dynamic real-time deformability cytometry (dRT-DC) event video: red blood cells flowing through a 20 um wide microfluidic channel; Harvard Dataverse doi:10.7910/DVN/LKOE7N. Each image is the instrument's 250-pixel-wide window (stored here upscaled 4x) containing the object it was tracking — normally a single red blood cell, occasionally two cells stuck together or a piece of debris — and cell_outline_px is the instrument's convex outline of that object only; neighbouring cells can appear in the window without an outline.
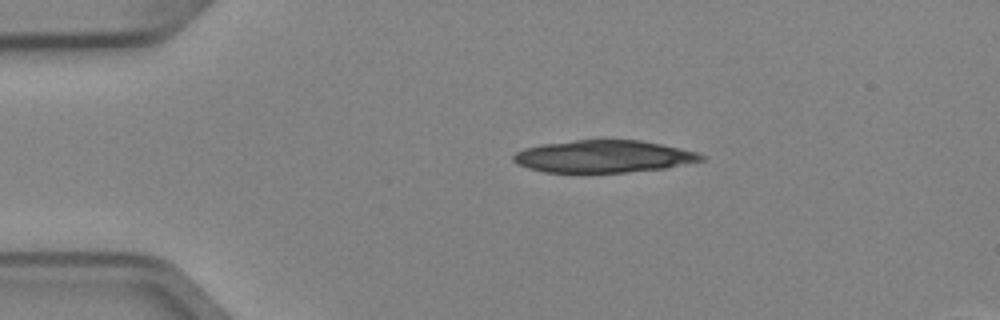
{"species": "Egyptian fruit bat (a non-hibernating species)", "species_latin": "Rousettus aegyptiacus", "temperature_condition": "cold", "stored_images_in_passage": 3, "camera_frame_rate_fps": 3000, "um_per_image_px": 0.085, "animal": {"sex": "female"}, "frame": {"image": 1, "passage_image": 2, "time_ms": 0.333, "image_size_px": [1000, 320], "cell_outline_px": [[704, 160], [664, 168], [628, 172], [544, 172], [528, 168], [512, 160], [512, 156], [516, 152], [524, 148], [540, 144], [576, 140], [640, 140], [680, 148], [696, 152], [704, 156]], "centroid_in_image_um": [51.27, 13.29], "position_along_channel_um": 33.7, "area_um2": 35.08}}